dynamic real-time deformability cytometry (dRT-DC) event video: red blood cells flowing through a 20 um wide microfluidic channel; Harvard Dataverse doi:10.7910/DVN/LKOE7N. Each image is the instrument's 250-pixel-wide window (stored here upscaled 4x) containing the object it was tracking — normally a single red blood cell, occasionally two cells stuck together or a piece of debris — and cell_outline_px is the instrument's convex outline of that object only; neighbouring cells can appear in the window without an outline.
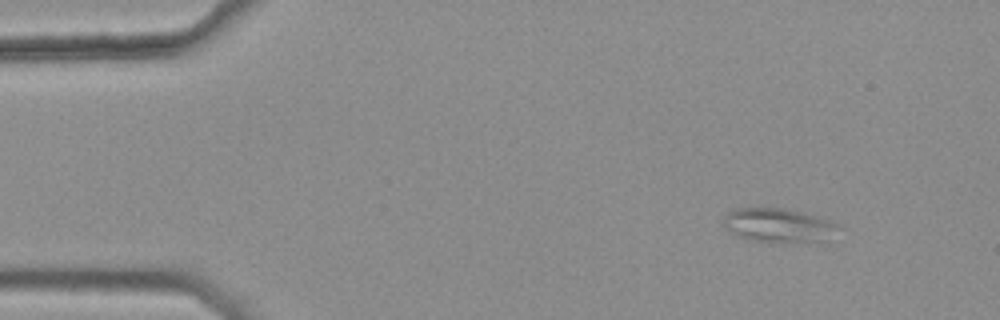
{"species": "common noctule bat (a hibernating species)", "species_latin": "Nyctalus noctula", "temperature_condition": "warm", "stored_images_in_passage": 41, "camera_frame_rate_fps": 3000, "um_per_image_px": 0.085, "animal": {"sex": "female", "body_mass_g": 25.1}, "frame": {"image": 1, "passage_image": 1, "time_ms": 0.0, "image_size_px": [1000, 320], "cell_outline_px": [[836, 228], [828, 244], [788, 244], [752, 240], [736, 236], [724, 228], [724, 216], [728, 212], [740, 208], [784, 208], [816, 216], [828, 220], [836, 224]], "centroid_in_image_um": [66.22, 19.22], "position_along_channel_um": 18.8, "area_um2": 23.47}}
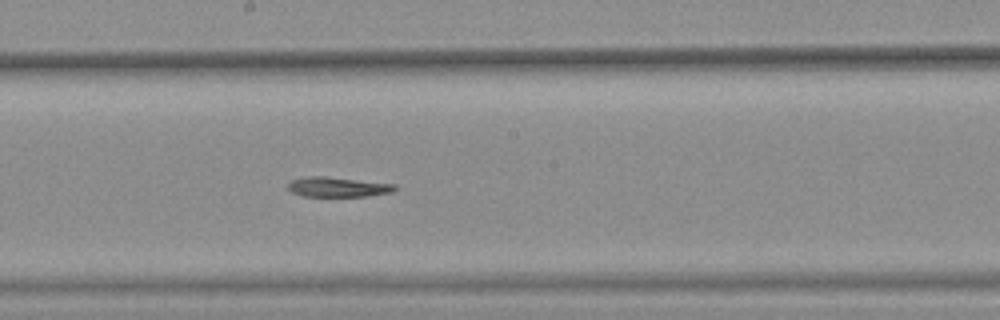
{"frame": {"image": 2, "passage_image": 24, "time_ms": 7.667, "image_size_px": [1000, 320], "cell_outline_px": [[396, 188], [392, 192], [368, 196], [304, 196], [292, 192], [288, 188], [288, 184], [292, 180], [304, 176], [324, 176], [396, 184]], "centroid_in_image_um": [28.71, 15.89], "position_along_channel_um": 219.5, "area_um2": 12.31}}
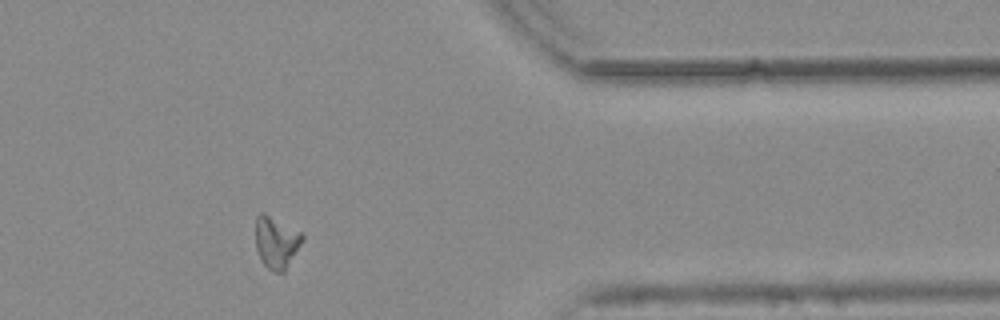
{"frame": {"image": 3, "passage_image": 39, "time_ms": 12.667, "image_size_px": [1000, 320], "cell_outline_px": [[304, 240], [284, 272], [272, 272], [264, 264], [256, 248], [256, 216], [260, 212], [264, 212], [300, 232], [304, 236]], "centroid_in_image_um": [23.49, 20.59], "position_along_channel_um": 387.9, "area_um2": 14.05}}